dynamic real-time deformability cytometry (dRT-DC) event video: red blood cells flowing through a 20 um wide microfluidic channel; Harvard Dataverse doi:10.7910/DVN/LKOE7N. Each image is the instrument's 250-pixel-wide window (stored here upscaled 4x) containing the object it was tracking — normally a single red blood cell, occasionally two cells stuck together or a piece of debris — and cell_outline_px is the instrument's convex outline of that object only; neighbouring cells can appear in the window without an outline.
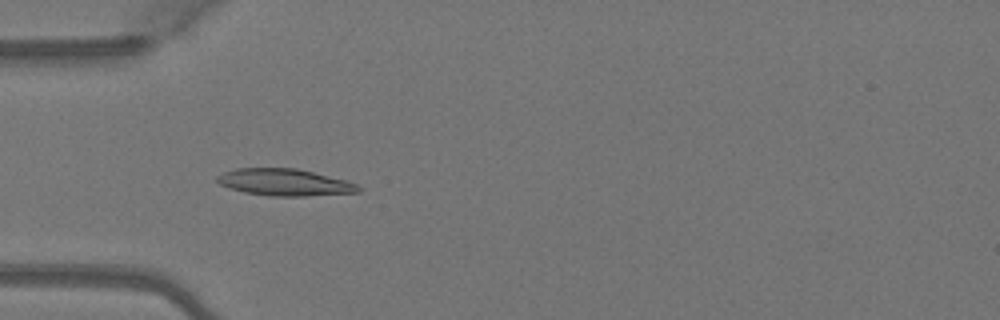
{"species": "Egyptian fruit bat (a non-hibernating species)", "species_latin": "Rousettus aegyptiacus", "temperature_condition": "warm", "stored_images_in_passage": 38, "camera_frame_rate_fps": 3000, "um_per_image_px": 0.085, "animal": {"sex": "female"}, "frame": {"image": 1, "passage_image": 4, "time_ms": 1.0, "image_size_px": [1000, 320], "cell_outline_px": [[360, 192], [304, 196], [268, 196], [244, 192], [220, 184], [216, 180], [216, 176], [224, 172], [236, 168], [296, 168], [344, 180], [356, 184], [360, 188]], "centroid_in_image_um": [24.16, 15.5], "position_along_channel_um": 60.8, "area_um2": 21.85}}
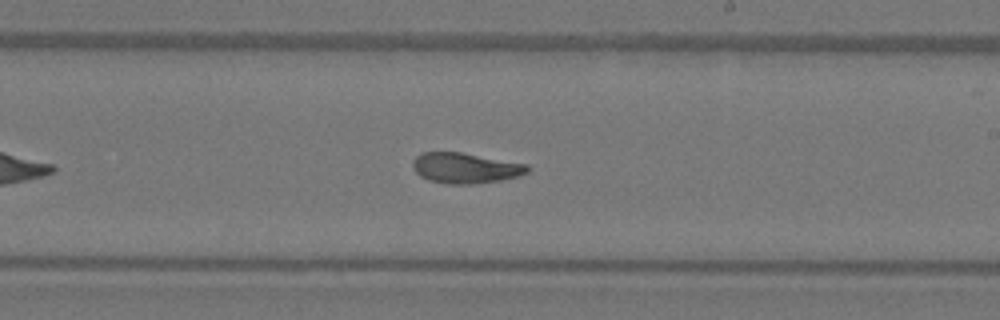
{"frame": {"image": 2, "passage_image": 18, "time_ms": 5.667, "image_size_px": [1000, 320], "cell_outline_px": [[532, 168], [528, 172], [516, 176], [500, 180], [472, 184], [448, 184], [428, 180], [420, 176], [416, 172], [412, 164], [412, 160], [420, 152], [460, 152], [528, 164]], "centroid_in_image_um": [39.54, 14.27], "position_along_channel_um": 249.5, "area_um2": 20.4}}
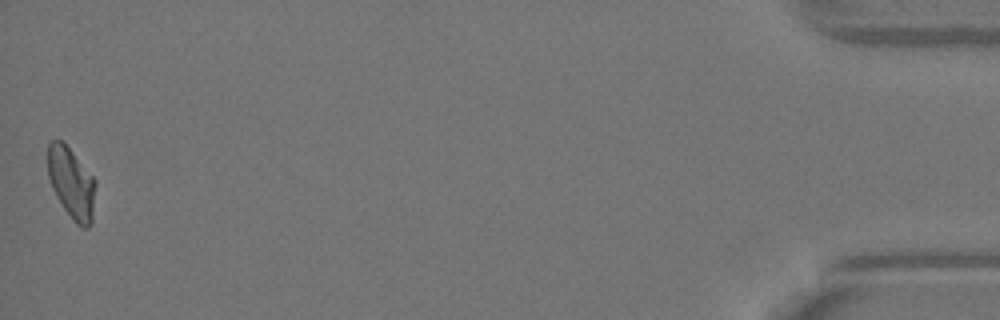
{"frame": {"image": 3, "passage_image": 38, "time_ms": 12.333, "image_size_px": [1000, 320], "cell_outline_px": [[96, 184], [92, 224], [88, 228], [84, 228], [76, 224], [72, 220], [56, 196], [52, 188], [48, 176], [48, 144], [52, 140], [60, 140], [72, 152], [96, 180]], "centroid_in_image_um": [6.09, 15.61], "position_along_channel_um": 429.1, "area_um2": 19.71}, "authors_computed_cell_mechanics": {"area_um2": 20.4323, "velocity_mm_per_s": 4.0998, "shape_relaxation_time_tau1_ms": 4.1882, "shape_relaxation_time_tau2_ms": 1.0816, "deformation_change_tau1": 0.1709, "deformation_change_tau2": 0.0732}}